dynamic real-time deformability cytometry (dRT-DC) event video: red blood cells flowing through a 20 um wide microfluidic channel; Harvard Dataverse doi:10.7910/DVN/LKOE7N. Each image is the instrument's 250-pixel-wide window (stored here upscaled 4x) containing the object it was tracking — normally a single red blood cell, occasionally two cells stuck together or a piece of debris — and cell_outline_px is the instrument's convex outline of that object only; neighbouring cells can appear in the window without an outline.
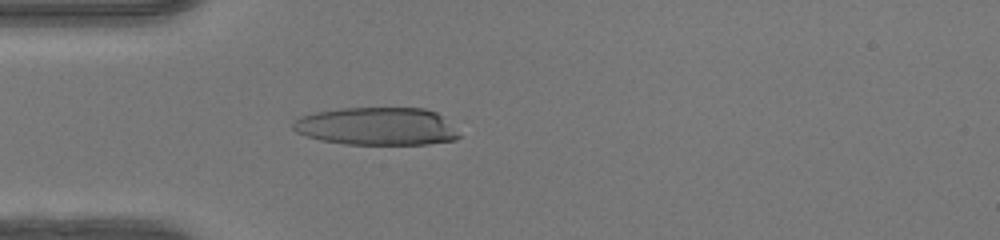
{"species": "human", "species_latin": "Homo sapiens", "temperature_condition": "warm", "stored_images_in_passage": 49, "camera_frame_rate_fps": 3000, "um_per_image_px": 0.085, "donor": {"sex": "female"}, "frame": {"image": 1, "passage_image": 14, "time_ms": 4.333, "image_size_px": [1000, 240], "cell_outline_px": [[460, 136], [456, 140], [428, 144], [344, 144], [320, 140], [296, 132], [292, 128], [292, 124], [300, 116], [316, 112], [340, 108], [424, 108], [436, 112]], "centroid_in_image_um": [31.98, 10.74], "position_along_channel_um": 53.0, "area_um2": 36.3}}
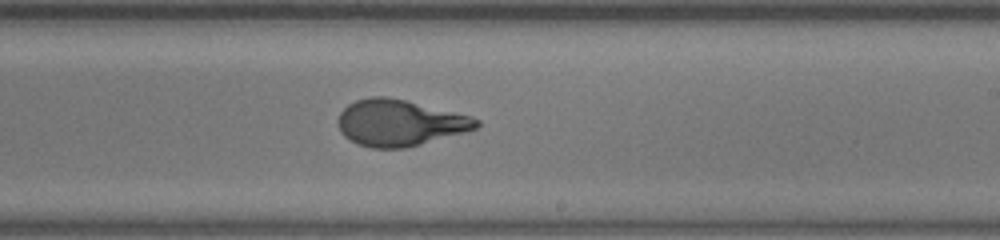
{"frame": {"image": 2, "passage_image": 29, "time_ms": 9.333, "image_size_px": [1000, 240], "cell_outline_px": [[480, 124], [476, 128], [464, 132], [420, 144], [404, 148], [372, 148], [356, 144], [344, 136], [340, 132], [336, 120], [340, 112], [348, 104], [356, 100], [372, 96], [384, 96], [404, 100], [472, 116], [480, 120]], "centroid_in_image_um": [33.92, 10.44], "position_along_channel_um": 255.1, "area_um2": 37.22}}
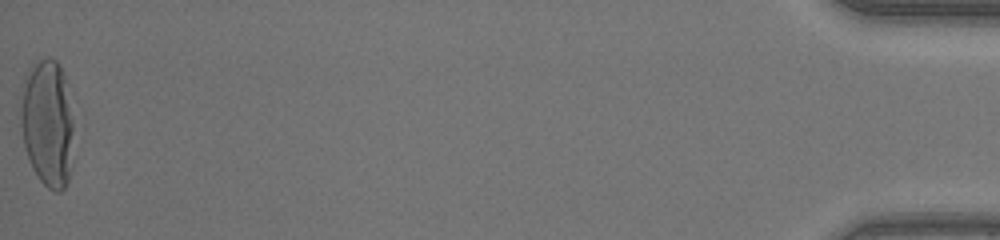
{"frame": {"image": 3, "passage_image": 49, "time_ms": 16.0, "image_size_px": [1000, 240], "cell_outline_px": [[72, 132], [68, 180], [64, 188], [60, 192], [56, 192], [48, 188], [40, 180], [32, 168], [28, 160], [24, 144], [20, 124], [20, 108], [24, 84], [32, 68], [40, 60], [48, 56], [56, 60], [64, 76], [72, 120]], "centroid_in_image_um": [4.01, 10.51], "position_along_channel_um": 431.2, "area_um2": 38.38}, "authors_computed_cell_mechanics": {"area_um2": 37.2232, "velocity_mm_per_s": 4.2295, "shape_relaxation_time_tau1_ms": 8.2297, "shape_relaxation_time_tau2_ms": null, "deformation_change_tau1": 0.4099, "deformation_change_tau2": null}}